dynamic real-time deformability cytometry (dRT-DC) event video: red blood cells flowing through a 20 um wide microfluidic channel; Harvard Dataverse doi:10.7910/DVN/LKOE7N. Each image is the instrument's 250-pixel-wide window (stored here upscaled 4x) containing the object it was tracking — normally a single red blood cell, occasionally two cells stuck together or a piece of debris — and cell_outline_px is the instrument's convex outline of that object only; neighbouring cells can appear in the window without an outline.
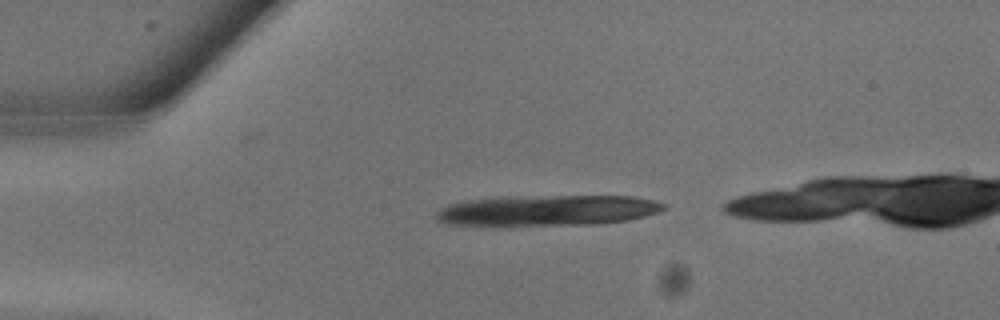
{"species": "common noctule bat (a hibernating species)", "species_latin": "Nyctalus noctula", "temperature_condition": "warm", "stored_images_in_passage": 6, "camera_frame_rate_fps": 3000, "um_per_image_px": 0.085, "animal": {"sex": "male", "body_mass_g": 13.3}, "frame": {"image": 1, "passage_image": 2, "time_ms": 0.333, "image_size_px": [1000, 320], "cell_outline_px": [[668, 208], [644, 216], [628, 220], [600, 224], [448, 224], [436, 220], [432, 216], [436, 212], [448, 204], [468, 200], [556, 196], [632, 196], [656, 200], [664, 204]], "centroid_in_image_um": [46.63, 17.88], "position_along_channel_um": 38.4, "area_um2": 39.54}}